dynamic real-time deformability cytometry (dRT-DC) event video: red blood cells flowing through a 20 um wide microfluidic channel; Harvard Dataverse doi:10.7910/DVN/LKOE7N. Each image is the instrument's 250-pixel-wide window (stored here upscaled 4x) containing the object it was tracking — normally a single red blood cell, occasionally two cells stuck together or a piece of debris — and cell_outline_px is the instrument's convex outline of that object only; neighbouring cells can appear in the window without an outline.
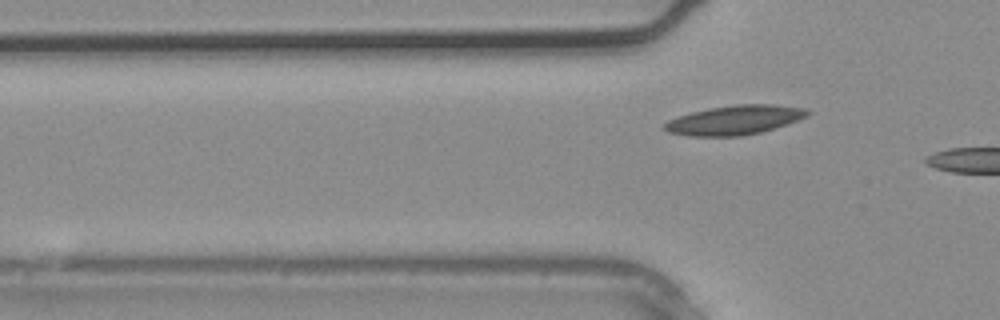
{"species": "common noctule bat (a hibernating species)", "species_latin": "Nyctalus noctula", "temperature_condition": "warm", "stored_images_in_passage": 4, "camera_frame_rate_fps": 3000, "um_per_image_px": 0.085, "animal": {"sex": "male", "body_mass_g": 20.4}, "frame": {"image": 1, "passage_image": 4, "time_ms": 1.0, "image_size_px": [1000, 320], "cell_outline_px": [[812, 112], [808, 116], [788, 124], [776, 128], [760, 132], [740, 136], [688, 136], [668, 132], [660, 128], [668, 120], [692, 112], [712, 108], [740, 104], [772, 104], [808, 108]], "centroid_in_image_um": [62.48, 10.21], "position_along_channel_um": 63.3, "area_um2": 24.51}}